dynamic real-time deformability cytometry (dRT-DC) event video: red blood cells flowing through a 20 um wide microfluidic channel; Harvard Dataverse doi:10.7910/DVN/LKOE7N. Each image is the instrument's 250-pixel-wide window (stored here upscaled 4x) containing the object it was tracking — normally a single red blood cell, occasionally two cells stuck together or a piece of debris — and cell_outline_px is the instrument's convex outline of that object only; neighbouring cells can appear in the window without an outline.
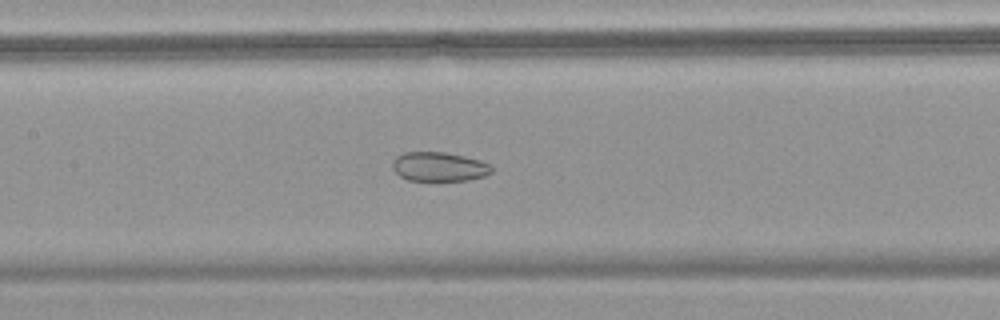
{"species": "common noctule bat (a hibernating species)", "species_latin": "Nyctalus noctula", "temperature_condition": "warm", "stored_images_in_passage": 35, "camera_frame_rate_fps": 3000, "um_per_image_px": 0.085, "animal": {"sex": "female", "body_mass_g": 18.4}, "frame": {"image": 1, "passage_image": 10, "time_ms": 3.0, "image_size_px": [1000, 320], "cell_outline_px": [[492, 172], [484, 176], [468, 180], [408, 180], [400, 176], [392, 168], [392, 160], [396, 156], [404, 152], [444, 152], [464, 156], [480, 160], [492, 164]], "centroid_in_image_um": [37.32, 14.16], "position_along_channel_um": 170.1, "area_um2": 16.94}}
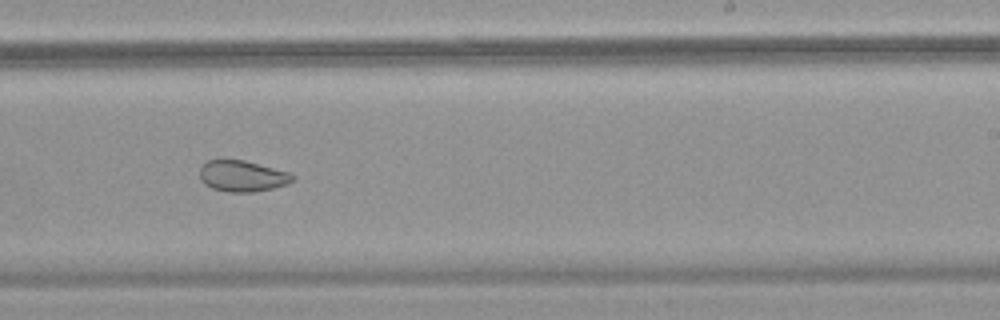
{"frame": {"image": 2, "passage_image": 17, "time_ms": 5.333, "image_size_px": [1000, 320], "cell_outline_px": [[296, 176], [288, 184], [272, 188], [252, 192], [228, 192], [212, 188], [204, 184], [200, 180], [200, 164], [208, 160], [244, 160], [288, 172]], "centroid_in_image_um": [20.56, 14.96], "position_along_channel_um": 268.4, "area_um2": 16.82}}
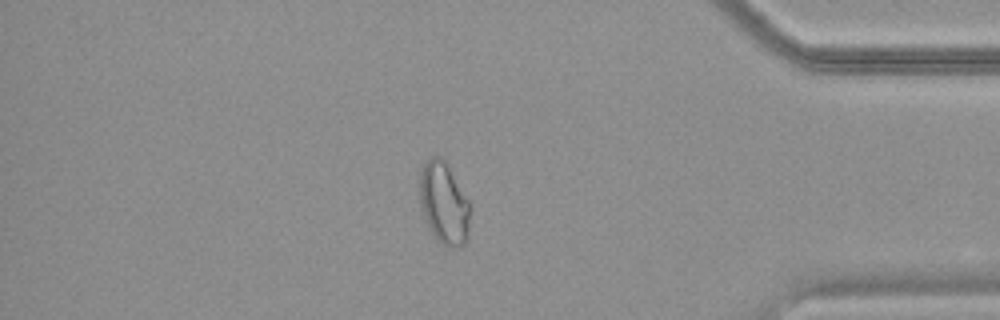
{"frame": {"image": 3, "passage_image": 28, "time_ms": 9.0, "image_size_px": [1000, 320], "cell_outline_px": [[468, 236], [464, 244], [452, 248], [448, 248], [432, 232], [424, 216], [420, 204], [420, 172], [424, 164], [432, 156], [440, 156], [444, 160], [468, 200]], "centroid_in_image_um": [37.72, 17.26], "position_along_channel_um": 397.5, "area_um2": 23.29}}